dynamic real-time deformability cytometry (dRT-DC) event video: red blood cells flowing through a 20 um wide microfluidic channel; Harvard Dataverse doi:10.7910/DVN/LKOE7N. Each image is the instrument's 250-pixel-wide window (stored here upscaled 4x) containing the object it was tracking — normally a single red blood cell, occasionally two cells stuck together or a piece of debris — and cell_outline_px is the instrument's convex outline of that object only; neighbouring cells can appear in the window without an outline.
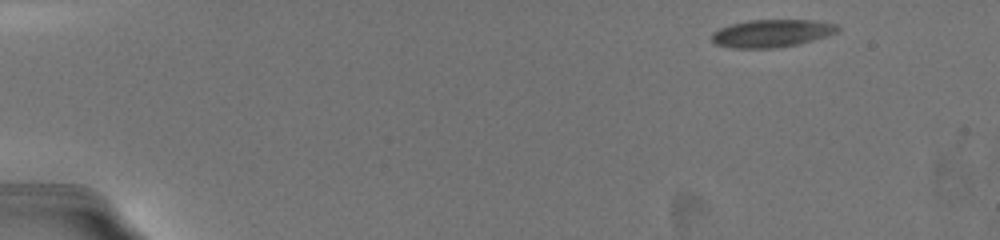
{"species": "common noctule bat (a hibernating species)", "species_latin": "Nyctalus noctula", "temperature_condition": "warm", "stored_images_in_passage": 22, "camera_frame_rate_fps": 3000, "um_per_image_px": 0.085, "animal": {"sex": "female", "body_mass_g": 19.5, "forearm_length_mm": 54.1}, "frame": {"image": 1, "passage_image": 1, "time_ms": 0.0, "image_size_px": [1000, 240], "cell_outline_px": [[840, 28], [836, 32], [828, 36], [796, 44], [772, 48], [732, 48], [716, 44], [712, 40], [712, 32], [720, 28], [732, 24], [748, 20], [812, 20], [836, 24]], "centroid_in_image_um": [65.59, 2.83], "position_along_channel_um": 19.4, "area_um2": 20.11}}
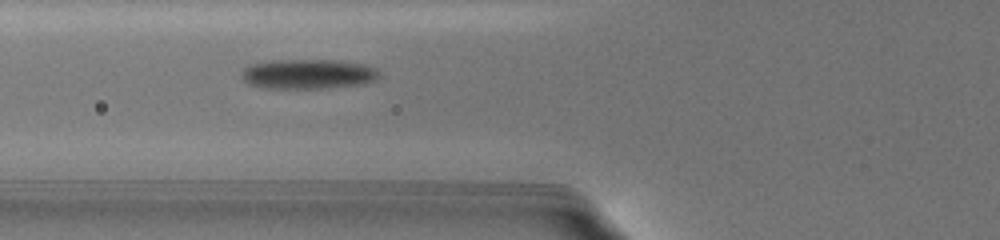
{"frame": {"image": 2, "passage_image": 15, "time_ms": 5.667, "image_size_px": [1000, 240], "cell_outline_px": [[380, 76], [376, 80], [360, 84], [316, 88], [268, 88], [252, 84], [244, 80], [240, 76], [240, 72], [248, 64], [272, 60], [332, 60], [364, 64], [376, 68], [380, 72]], "centroid_in_image_um": [26.17, 6.27], "position_along_channel_um": 99.6, "area_um2": 23.76}}
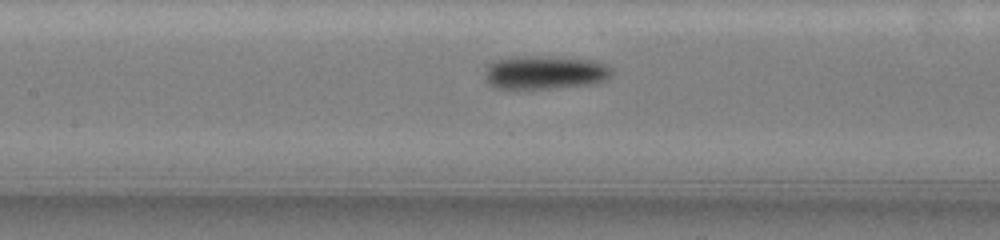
{"frame": {"image": 3, "passage_image": 21, "time_ms": 7.333, "image_size_px": [1000, 240], "cell_outline_px": [[612, 72], [608, 76], [600, 80], [584, 84], [548, 88], [492, 88], [484, 80], [484, 72], [488, 64], [492, 60], [508, 56], [512, 56], [592, 60], [608, 64], [612, 68]], "centroid_in_image_um": [46.17, 6.15], "position_along_channel_um": 161.2, "area_um2": 24.28}}